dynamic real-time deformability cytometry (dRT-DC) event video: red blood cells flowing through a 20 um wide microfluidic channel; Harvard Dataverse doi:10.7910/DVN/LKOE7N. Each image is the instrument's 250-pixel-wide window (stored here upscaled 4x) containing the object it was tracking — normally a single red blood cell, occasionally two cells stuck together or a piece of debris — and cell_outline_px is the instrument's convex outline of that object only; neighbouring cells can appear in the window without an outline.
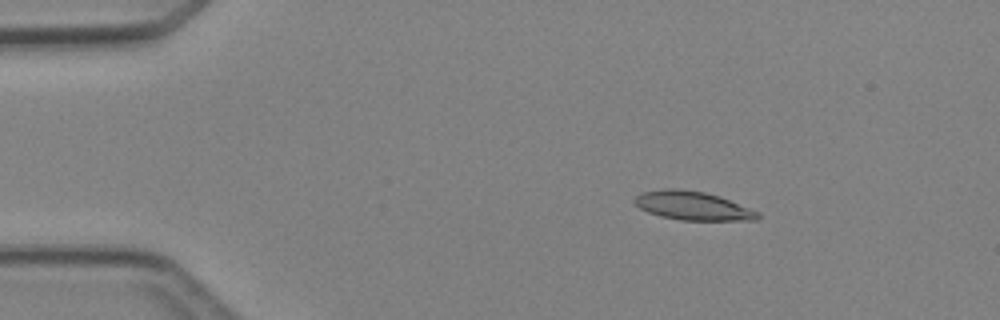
{"species": "Egyptian fruit bat (a non-hibernating species)", "species_latin": "Rousettus aegyptiacus", "temperature_condition": "cold", "stored_images_in_passage": 4, "camera_frame_rate_fps": 3000, "um_per_image_px": 0.085, "animal": {"sex": "female"}, "frame": {"image": 1, "passage_image": 1, "time_ms": 0.0, "image_size_px": [1000, 320], "cell_outline_px": [[760, 216], [756, 220], [680, 220], [660, 216], [648, 212], [640, 208], [632, 200], [636, 196], [644, 192], [664, 188], [680, 188], [704, 192], [720, 196], [760, 212]], "centroid_in_image_um": [58.88, 17.48], "position_along_channel_um": 26.1, "area_um2": 20.63}}
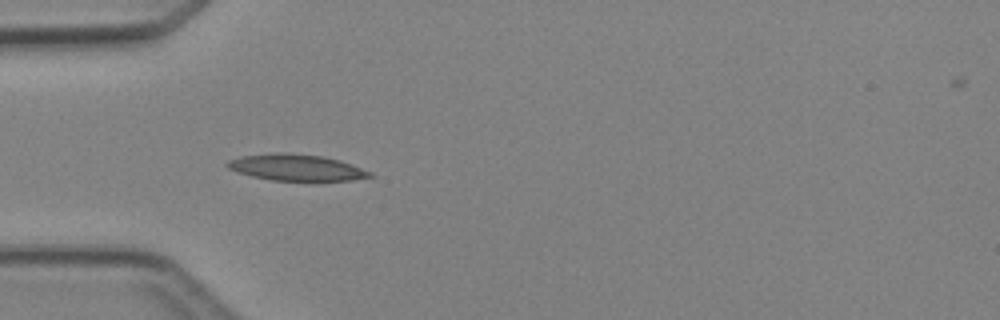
{"frame": {"image": 2, "passage_image": 3, "time_ms": 2.333, "image_size_px": [1000, 320], "cell_outline_px": [[376, 176], [352, 180], [272, 180], [252, 176], [228, 168], [224, 164], [228, 160], [240, 156], [276, 152], [280, 152], [320, 156], [340, 160], [352, 164], [372, 172]], "centroid_in_image_um": [25.19, 14.23], "position_along_channel_um": 59.8, "area_um2": 21.73}}
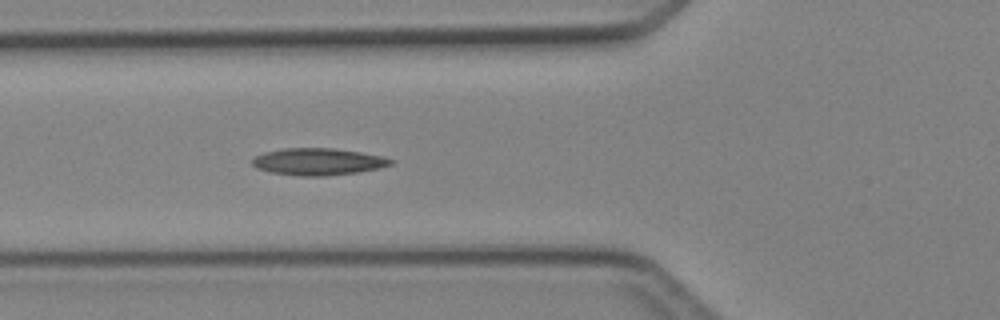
{"frame": {"image": 3, "passage_image": 4, "time_ms": 3.333, "image_size_px": [1000, 320], "cell_outline_px": [[396, 160], [392, 164], [380, 168], [356, 172], [324, 176], [300, 176], [272, 172], [256, 168], [252, 164], [252, 160], [256, 156], [264, 152], [284, 148], [332, 148], [360, 152], [380, 156]], "centroid_in_image_um": [27.04, 13.74], "position_along_channel_um": 98.8, "area_um2": 21.62}}